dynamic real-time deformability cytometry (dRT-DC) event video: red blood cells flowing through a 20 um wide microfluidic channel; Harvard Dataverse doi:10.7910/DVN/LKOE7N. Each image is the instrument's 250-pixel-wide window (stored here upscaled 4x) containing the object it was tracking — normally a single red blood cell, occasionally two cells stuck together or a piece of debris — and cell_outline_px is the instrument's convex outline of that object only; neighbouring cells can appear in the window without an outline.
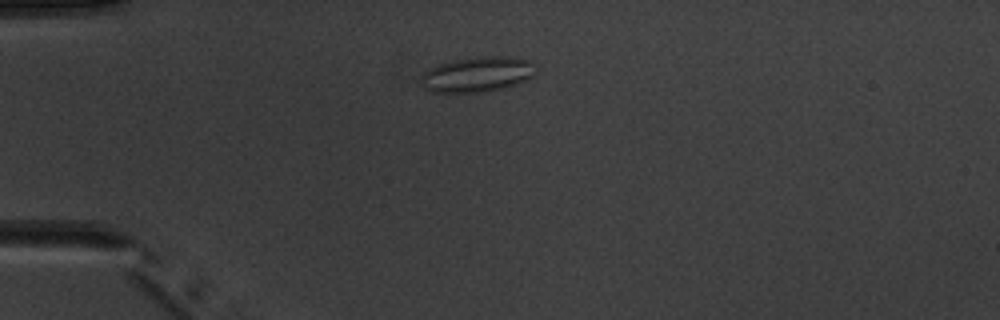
{"species": "common noctule bat (a hibernating species)", "species_latin": "Nyctalus noctula", "temperature_condition": "warm", "stored_images_in_passage": 6, "camera_frame_rate_fps": 3000, "um_per_image_px": 0.085, "animal": {"sex": "male", "body_mass_g": 20.1, "forearm_length_mm": 53.5}, "frame": {"image": 1, "passage_image": 6, "time_ms": 6.667, "image_size_px": [1000, 320], "cell_outline_px": [[532, 76], [528, 80], [504, 88], [484, 92], [428, 92], [420, 84], [420, 76], [428, 68], [452, 60], [488, 56], [508, 56], [532, 60]], "centroid_in_image_um": [40.52, 6.33], "position_along_channel_um": 44.5, "area_um2": 23.64}}